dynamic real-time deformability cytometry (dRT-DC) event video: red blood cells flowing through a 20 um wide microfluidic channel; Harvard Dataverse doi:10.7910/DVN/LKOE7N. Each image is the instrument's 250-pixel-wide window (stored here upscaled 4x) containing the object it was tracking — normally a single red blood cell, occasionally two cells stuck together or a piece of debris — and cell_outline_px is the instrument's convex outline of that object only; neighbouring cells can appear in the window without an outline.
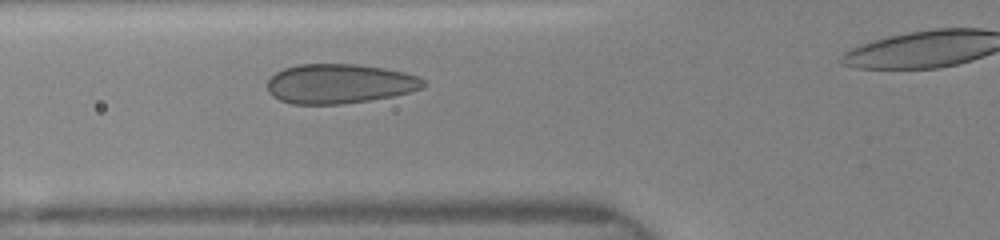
{"species": "human", "species_latin": "Homo sapiens", "temperature_condition": "room temperature", "stored_images_in_passage": 5, "segment_of_instrument_passage": [1, 2], "camera_frame_rate_fps": 3000, "um_per_image_px": 0.085, "donor": {"sex": "female"}, "frame": {"image": 1, "passage_image": 4, "time_ms": 1.667, "image_size_px": [1000, 240], "cell_outline_px": [[424, 88], [392, 96], [368, 100], [340, 104], [292, 104], [280, 100], [272, 96], [268, 92], [268, 80], [276, 72], [284, 68], [300, 64], [352, 64], [384, 68], [404, 72], [416, 76], [424, 80]], "centroid_in_image_um": [28.83, 7.12], "position_along_channel_um": 97.0, "area_um2": 35.78}}